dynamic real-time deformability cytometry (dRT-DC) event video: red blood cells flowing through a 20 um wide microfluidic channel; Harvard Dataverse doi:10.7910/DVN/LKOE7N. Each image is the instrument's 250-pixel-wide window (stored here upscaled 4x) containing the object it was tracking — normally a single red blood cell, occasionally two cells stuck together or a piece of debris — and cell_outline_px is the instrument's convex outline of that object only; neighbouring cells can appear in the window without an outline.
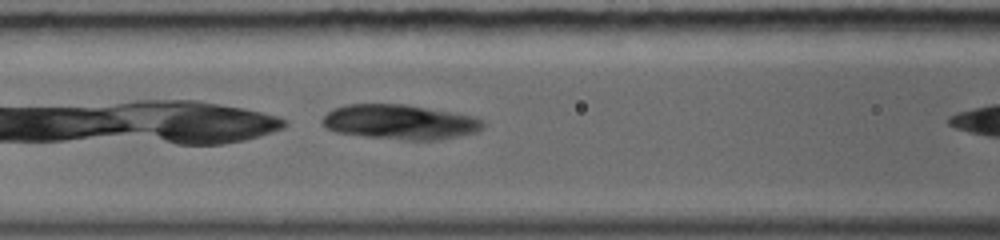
{"species": "common noctule bat (a hibernating species)", "species_latin": "Nyctalus noctula", "temperature_condition": "warm", "stored_images_in_passage": 6, "camera_frame_rate_fps": 5000, "um_per_image_px": 0.085, "animal": {"sex": "female", "body_mass_g": 19.0, "forearm_length_mm": 56.7}, "frame": {"image": 1, "passage_image": 5, "time_ms": 1.4, "image_size_px": [1000, 240], "cell_outline_px": [[484, 128], [476, 132], [460, 136], [436, 140], [404, 140], [364, 136], [336, 132], [324, 128], [320, 120], [332, 108], [348, 104], [404, 104], [472, 116], [484, 120]], "centroid_in_image_um": [33.96, 10.38], "position_along_channel_um": 132.6, "area_um2": 32.66}}